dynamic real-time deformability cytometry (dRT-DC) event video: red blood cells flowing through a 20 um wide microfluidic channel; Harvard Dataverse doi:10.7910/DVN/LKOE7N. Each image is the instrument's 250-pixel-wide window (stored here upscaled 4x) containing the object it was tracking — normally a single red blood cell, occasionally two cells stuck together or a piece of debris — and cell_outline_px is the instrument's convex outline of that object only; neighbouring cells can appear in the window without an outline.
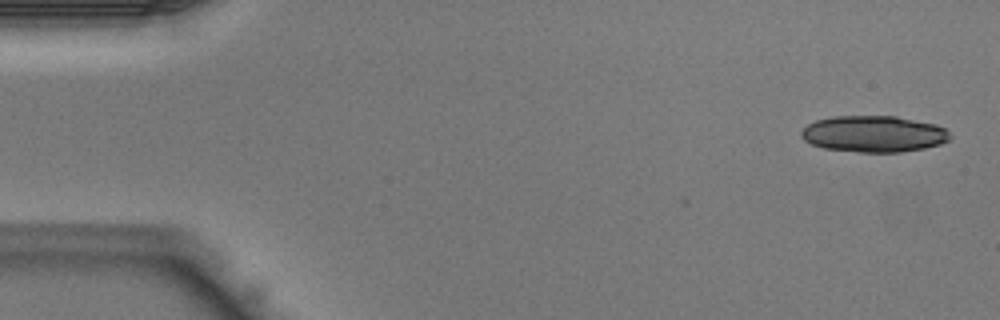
{"species": "Egyptian fruit bat (a non-hibernating species)", "species_latin": "Rousettus aegyptiacus", "temperature_condition": "warm", "stored_images_in_passage": 2, "camera_frame_rate_fps": 3000, "um_per_image_px": 0.085, "animal": {"sex": "male"}, "frame": {"image": 1, "passage_image": 2, "time_ms": 0.333, "image_size_px": [1000, 320], "cell_outline_px": [[952, 136], [948, 140], [940, 144], [924, 148], [900, 152], [860, 152], [824, 148], [812, 144], [804, 140], [800, 136], [800, 132], [808, 124], [816, 120], [832, 116], [896, 116], [936, 124], [944, 128]], "centroid_in_image_um": [74.26, 11.38], "position_along_channel_um": 10.7, "area_um2": 31.56}}